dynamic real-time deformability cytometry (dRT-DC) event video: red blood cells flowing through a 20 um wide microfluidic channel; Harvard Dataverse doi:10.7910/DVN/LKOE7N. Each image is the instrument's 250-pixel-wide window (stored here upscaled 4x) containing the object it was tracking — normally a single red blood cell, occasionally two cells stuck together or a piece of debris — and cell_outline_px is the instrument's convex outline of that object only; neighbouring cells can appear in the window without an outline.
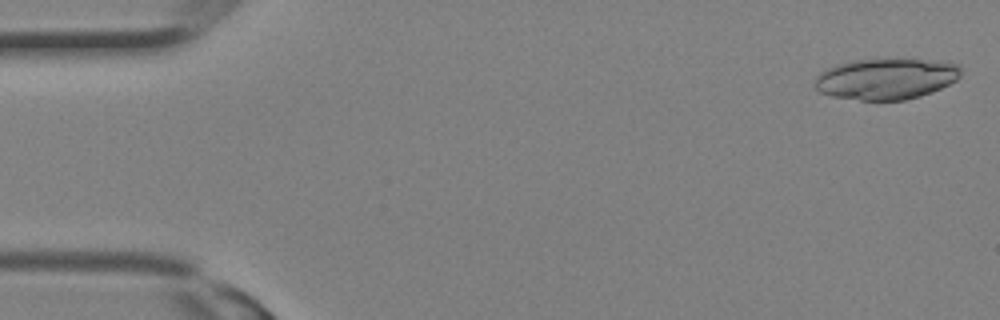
{"species": "Egyptian fruit bat (a non-hibernating species)", "species_latin": "Rousettus aegyptiacus", "temperature_condition": "room temperature", "stored_images_in_passage": 7, "camera_frame_rate_fps": 3000, "um_per_image_px": 0.085, "animal": {"sex": "female"}, "frame": {"image": 1, "passage_image": 1, "time_ms": 0.0, "image_size_px": [1000, 320], "cell_outline_px": [[960, 76], [956, 80], [932, 92], [920, 96], [904, 100], [860, 100], [832, 96], [820, 92], [816, 88], [816, 76], [820, 72], [836, 64], [852, 60], [948, 60], [960, 64]], "centroid_in_image_um": [75.35, 6.7], "position_along_channel_um": 9.7, "area_um2": 34.85}}